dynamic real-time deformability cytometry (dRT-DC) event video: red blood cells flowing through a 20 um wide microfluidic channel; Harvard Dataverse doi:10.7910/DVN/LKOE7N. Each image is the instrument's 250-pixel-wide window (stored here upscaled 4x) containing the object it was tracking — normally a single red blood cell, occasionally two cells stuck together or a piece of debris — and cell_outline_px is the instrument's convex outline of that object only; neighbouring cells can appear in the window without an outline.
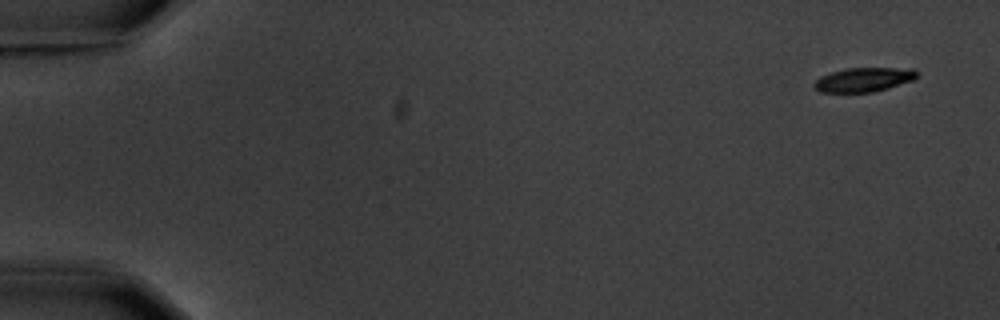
{"species": "common noctule bat (a hibernating species)", "species_latin": "Nyctalus noctula", "temperature_condition": "warm", "stored_images_in_passage": 6, "segment_of_instrument_passage": [1, 2], "camera_frame_rate_fps": 3000, "um_per_image_px": 0.085, "animal": {"sex": "male", "body_mass_g": 20.1, "forearm_length_mm": 53.5}, "frame": {"image": 1, "passage_image": 1, "time_ms": 0.0, "image_size_px": [1000, 320], "cell_outline_px": [[920, 72], [912, 80], [872, 92], [820, 92], [812, 84], [820, 76], [844, 68], [912, 68]], "centroid_in_image_um": [73.4, 6.75], "position_along_channel_um": 11.6, "area_um2": 14.33}}
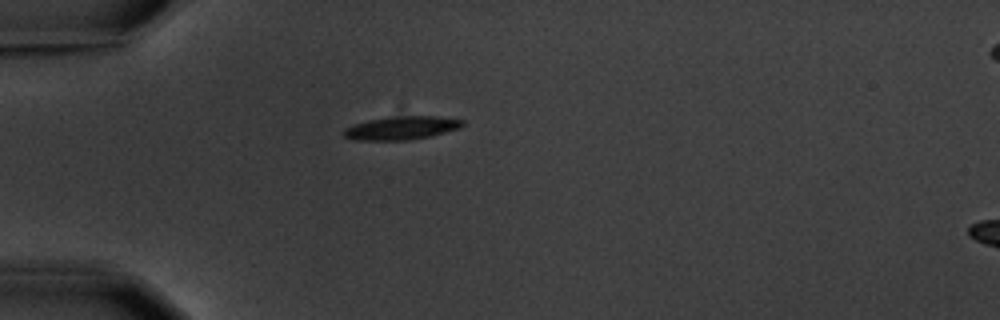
{"frame": {"image": 2, "passage_image": 5, "time_ms": 4.667, "image_size_px": [1000, 320], "cell_outline_px": [[464, 124], [460, 128], [428, 136], [408, 140], [356, 140], [344, 136], [344, 128], [352, 124], [368, 120], [388, 116], [436, 116], [464, 120]], "centroid_in_image_um": [34.1, 10.86], "position_along_channel_um": 50.9, "area_um2": 16.13}}